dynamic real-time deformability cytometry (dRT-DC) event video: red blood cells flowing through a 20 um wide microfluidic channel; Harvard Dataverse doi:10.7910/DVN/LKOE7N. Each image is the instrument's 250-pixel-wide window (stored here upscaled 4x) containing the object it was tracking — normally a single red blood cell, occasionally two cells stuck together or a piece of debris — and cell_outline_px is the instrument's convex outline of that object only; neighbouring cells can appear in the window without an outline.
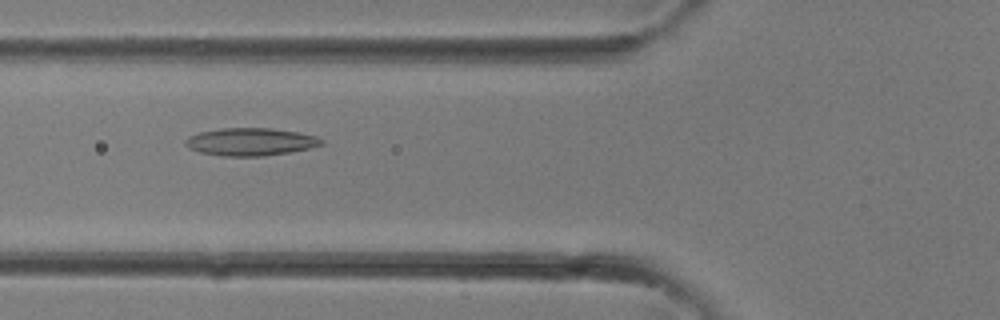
{"species": "common noctule bat (a hibernating species)", "species_latin": "Nyctalus noctula", "temperature_condition": "room temperature", "stored_images_in_passage": 33, "camera_frame_rate_fps": 3000, "um_per_image_px": 0.085, "animal": {"sex": "female"}, "frame": {"image": 1, "passage_image": 13, "time_ms": 4.0, "image_size_px": [1000, 320], "cell_outline_px": [[324, 144], [308, 148], [288, 152], [264, 156], [224, 156], [200, 152], [188, 148], [184, 144], [184, 140], [188, 136], [200, 132], [220, 128], [272, 128], [300, 132], [316, 136], [324, 140]], "centroid_in_image_um": [21.28, 12.04], "position_along_channel_um": 104.5, "area_um2": 22.02}}
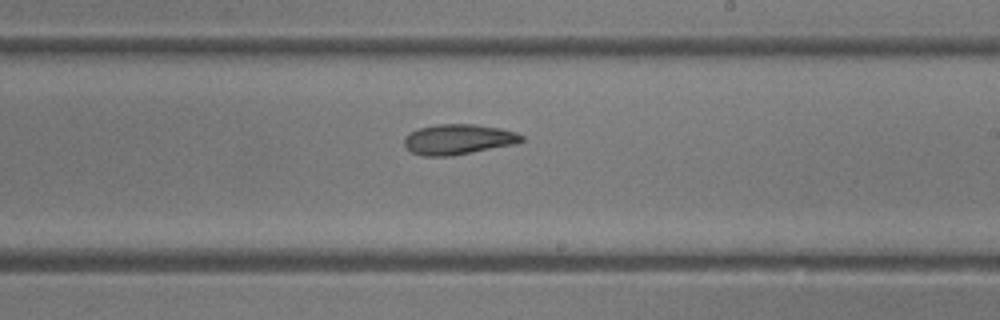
{"frame": {"image": 2, "passage_image": 20, "time_ms": 6.333, "image_size_px": [1000, 320], "cell_outline_px": [[524, 140], [516, 144], [452, 156], [424, 156], [412, 152], [404, 144], [404, 136], [408, 132], [420, 128], [436, 124], [472, 124], [500, 128], [516, 132], [524, 136]], "centroid_in_image_um": [38.96, 11.84], "position_along_channel_um": 250.0, "area_um2": 20.81}}
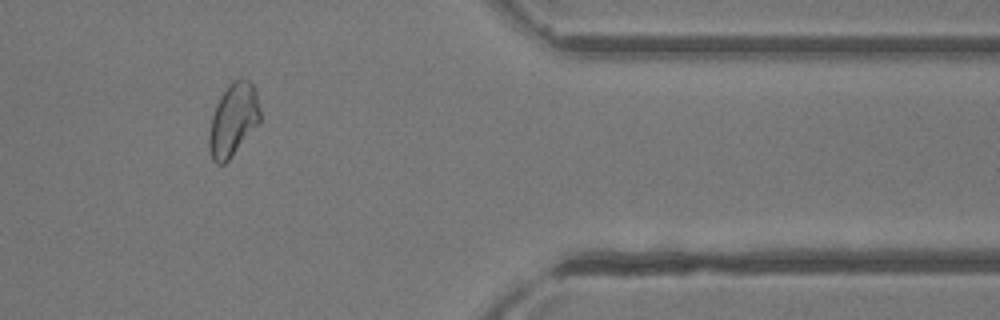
{"frame": {"image": 3, "passage_image": 28, "time_ms": 9.0, "image_size_px": [1000, 320], "cell_outline_px": [[260, 124], [228, 160], [224, 164], [216, 164], [212, 160], [208, 144], [208, 136], [212, 112], [220, 96], [228, 84], [232, 80], [248, 80], [256, 88], [260, 112]], "centroid_in_image_um": [19.82, 10.19], "position_along_channel_um": 391.6, "area_um2": 21.91}}